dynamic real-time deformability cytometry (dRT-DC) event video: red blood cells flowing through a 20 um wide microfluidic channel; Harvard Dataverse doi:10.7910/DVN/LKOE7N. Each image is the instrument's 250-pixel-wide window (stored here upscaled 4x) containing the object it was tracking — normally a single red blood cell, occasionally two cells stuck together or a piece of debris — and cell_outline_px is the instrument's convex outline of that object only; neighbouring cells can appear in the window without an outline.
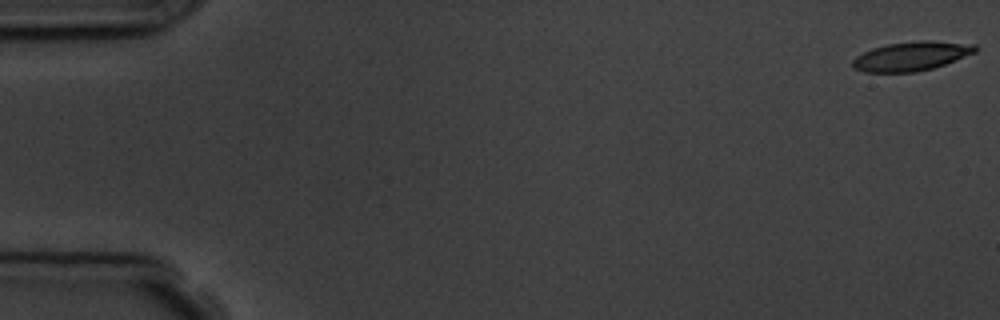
{"species": "common noctule bat (a hibernating species)", "species_latin": "Nyctalus noctula", "temperature_condition": "room temperature", "stored_images_in_passage": 4, "camera_frame_rate_fps": 3000, "um_per_image_px": 0.085, "animal": {"sex": "male", "body_mass_g": 19.5, "forearm_length_mm": 54.6}, "frame": {"image": 1, "passage_image": 1, "time_ms": 0.0, "image_size_px": [1000, 320], "cell_outline_px": [[980, 48], [976, 52], [944, 64], [932, 68], [916, 72], [864, 72], [852, 68], [852, 60], [856, 56], [872, 48], [888, 44], [920, 40], [932, 40], [976, 44]], "centroid_in_image_um": [77.48, 4.76], "position_along_channel_um": 7.5, "area_um2": 20.92}}